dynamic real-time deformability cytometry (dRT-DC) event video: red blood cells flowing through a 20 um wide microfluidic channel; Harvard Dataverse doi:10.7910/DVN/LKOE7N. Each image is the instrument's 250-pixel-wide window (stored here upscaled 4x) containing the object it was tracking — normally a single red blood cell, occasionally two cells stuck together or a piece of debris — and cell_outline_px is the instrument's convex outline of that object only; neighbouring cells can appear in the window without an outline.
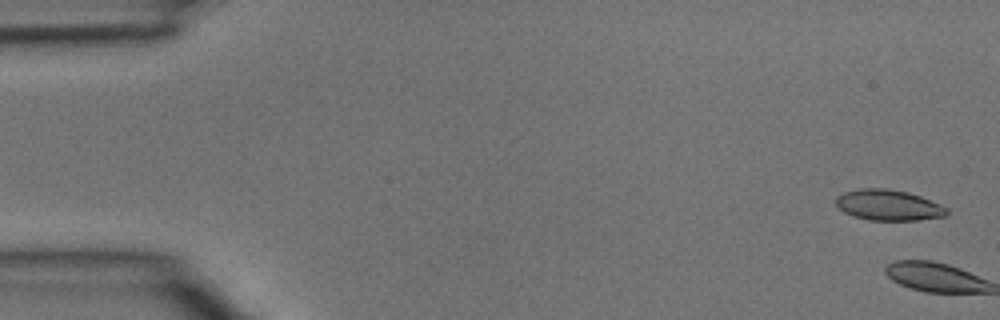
{"species": "common noctule bat (a hibernating species)", "species_latin": "Nyctalus noctula", "temperature_condition": "room temperature", "stored_images_in_passage": 5, "camera_frame_rate_fps": 3000, "um_per_image_px": 0.085, "animal": {"sex": "male", "body_mass_g": 15.6}, "frame": {"image": 1, "passage_image": 1, "time_ms": 0.0, "image_size_px": [1000, 320], "cell_outline_px": [[948, 212], [944, 216], [916, 220], [868, 220], [852, 216], [844, 212], [836, 204], [836, 196], [844, 192], [860, 188], [884, 188], [908, 192], [920, 196], [948, 208]], "centroid_in_image_um": [75.48, 17.43], "position_along_channel_um": 9.5, "area_um2": 19.77}}
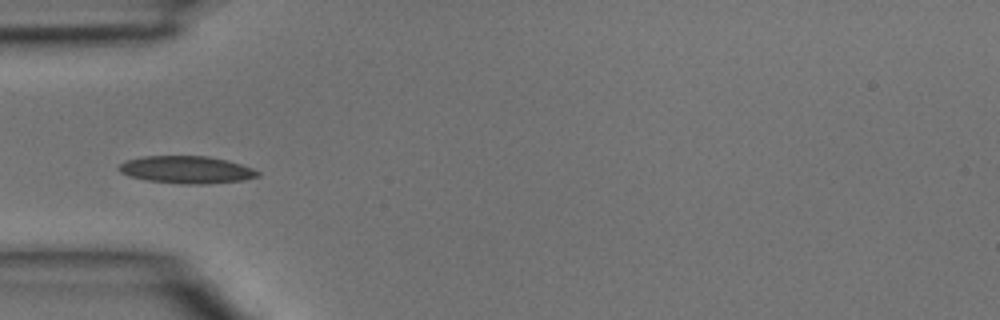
{"frame": {"image": 2, "passage_image": 4, "time_ms": 1.0, "image_size_px": [1000, 320], "cell_outline_px": [[260, 176], [244, 180], [208, 184], [180, 184], [148, 180], [128, 176], [120, 172], [116, 168], [120, 164], [128, 160], [144, 156], [208, 156], [228, 160], [252, 168], [260, 172]], "centroid_in_image_um": [15.87, 14.43], "position_along_channel_um": 69.1, "area_um2": 22.25}}